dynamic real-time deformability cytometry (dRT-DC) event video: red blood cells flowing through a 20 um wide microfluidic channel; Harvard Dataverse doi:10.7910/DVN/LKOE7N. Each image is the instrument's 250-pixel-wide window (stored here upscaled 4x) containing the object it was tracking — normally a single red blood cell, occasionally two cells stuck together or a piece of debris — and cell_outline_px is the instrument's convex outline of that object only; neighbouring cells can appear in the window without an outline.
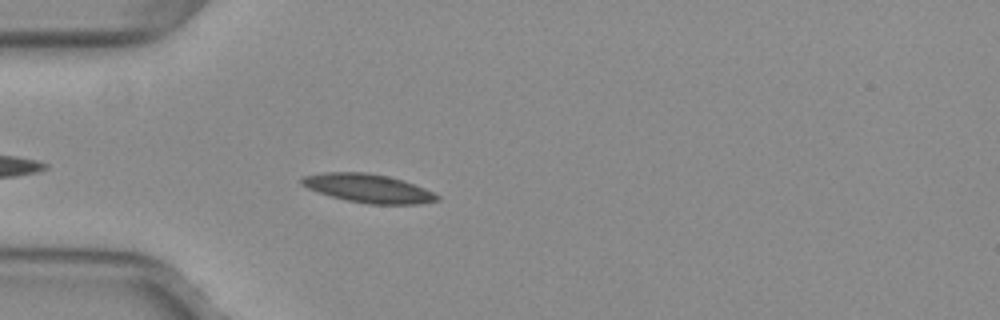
{"species": "common noctule bat (a hibernating species)", "species_latin": "Nyctalus noctula", "temperature_condition": "warm", "stored_images_in_passage": 38, "camera_frame_rate_fps": 3000, "um_per_image_px": 0.085, "animal": {"sex": "female", "body_mass_g": 29.2, "forearm_length_mm": 56.3}, "frame": {"image": 1, "passage_image": 4, "time_ms": 1.0, "image_size_px": [1000, 320], "cell_outline_px": [[440, 200], [420, 204], [368, 204], [348, 200], [332, 196], [308, 188], [300, 184], [300, 180], [304, 176], [324, 172], [368, 172], [388, 176], [404, 180], [424, 188], [440, 196]], "centroid_in_image_um": [31.33, 16.0], "position_along_channel_um": 53.7, "area_um2": 22.48}}
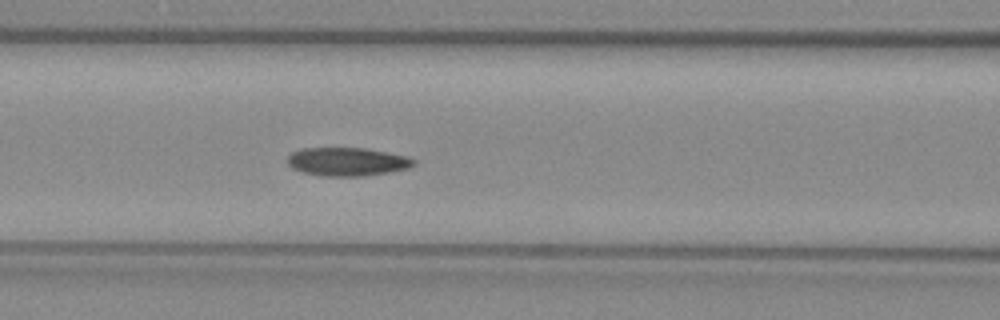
{"frame": {"image": 2, "passage_image": 11, "time_ms": 3.333, "image_size_px": [1000, 320], "cell_outline_px": [[416, 164], [408, 168], [388, 172], [364, 176], [320, 176], [300, 172], [292, 168], [288, 164], [288, 156], [292, 152], [300, 148], [364, 148], [388, 152], [408, 156], [416, 160]], "centroid_in_image_um": [29.51, 13.74], "position_along_channel_um": 137.1, "area_um2": 21.1}}
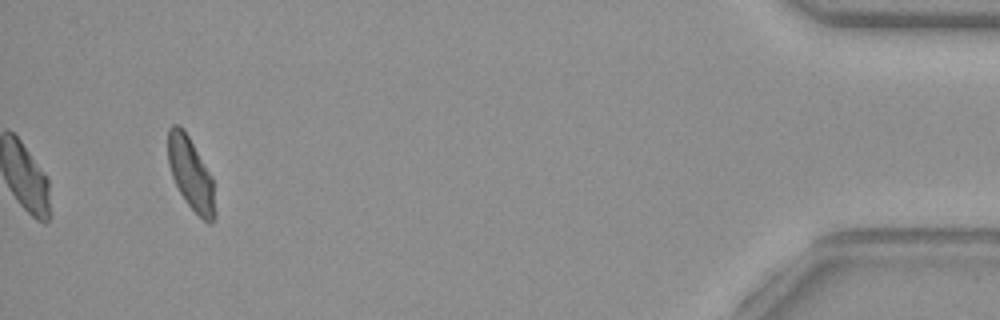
{"frame": {"image": 3, "passage_image": 38, "time_ms": 12.333, "image_size_px": [1000, 320], "cell_outline_px": [[216, 216], [212, 224], [208, 224], [188, 204], [180, 192], [172, 176], [168, 164], [168, 128], [172, 124], [180, 124], [184, 128], [212, 176], [216, 212]], "centroid_in_image_um": [16.23, 14.75], "position_along_channel_um": 419.0, "area_um2": 19.94}, "authors_computed_cell_mechanics": {"area_um2": 21.097, "velocity_mm_per_s": 3.9745, "shape_relaxation_time_tau1_ms": 6.8101, "shape_relaxation_time_tau2_ms": 2.4404, "deformation_change_tau1": 0.15, "deformation_change_tau2": 0.0698}}